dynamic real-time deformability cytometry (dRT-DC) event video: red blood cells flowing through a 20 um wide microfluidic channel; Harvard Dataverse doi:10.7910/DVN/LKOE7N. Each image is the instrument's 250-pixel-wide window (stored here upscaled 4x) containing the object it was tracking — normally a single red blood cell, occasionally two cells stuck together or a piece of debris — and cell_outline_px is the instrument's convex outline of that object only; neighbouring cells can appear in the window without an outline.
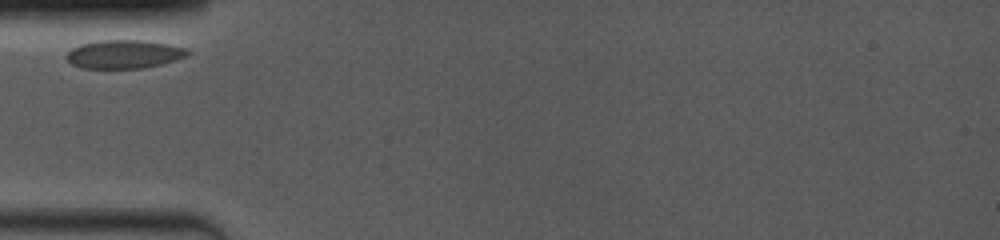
{"species": "common noctule bat (a hibernating species)", "species_latin": "Nyctalus noctula", "temperature_condition": "room temperature", "stored_images_in_passage": 8, "camera_frame_rate_fps": 4000, "um_per_image_px": 0.085, "animal": {"sex": "female", "body_mass_g": 19.0, "forearm_length_mm": 53.3}, "frame": {"image": 1, "passage_image": 1, "time_ms": 0.0, "image_size_px": [1000, 240], "cell_outline_px": [[192, 52], [188, 56], [164, 64], [144, 68], [80, 68], [72, 64], [64, 56], [72, 48], [80, 44], [96, 40], [144, 40], [168, 44], [184, 48]], "centroid_in_image_um": [10.55, 4.6], "position_along_channel_um": 74.4, "area_um2": 20.35}}
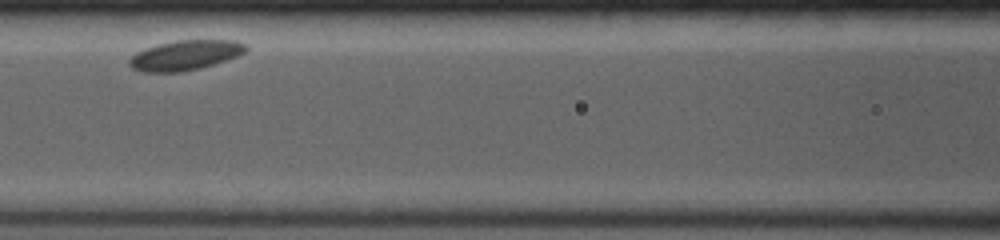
{"frame": {"image": 2, "passage_image": 6, "time_ms": 2.25, "image_size_px": [1000, 240], "cell_outline_px": [[248, 48], [244, 52], [236, 56], [200, 68], [180, 72], [144, 72], [132, 68], [128, 64], [128, 60], [136, 52], [144, 48], [156, 44], [176, 40], [236, 40], [248, 44]], "centroid_in_image_um": [15.72, 4.68], "position_along_channel_um": 150.9, "area_um2": 20.35}}
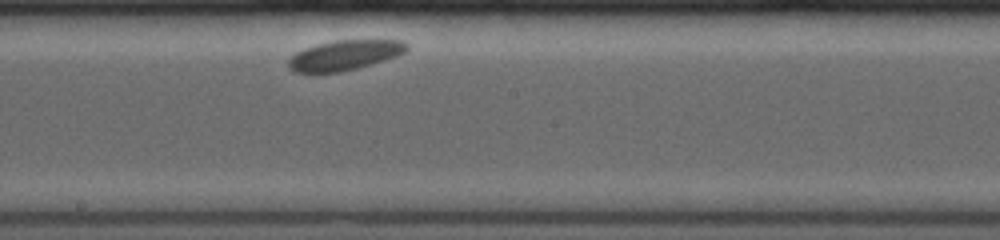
{"frame": {"image": 3, "passage_image": 8, "time_ms": 4.25, "image_size_px": [1000, 240], "cell_outline_px": [[408, 48], [404, 52], [396, 56], [384, 60], [356, 68], [340, 72], [292, 72], [288, 68], [288, 60], [296, 52], [304, 48], [316, 44], [336, 40], [404, 40], [408, 44]], "centroid_in_image_um": [29.27, 4.68], "position_along_channel_um": 218.9, "area_um2": 20.58}}